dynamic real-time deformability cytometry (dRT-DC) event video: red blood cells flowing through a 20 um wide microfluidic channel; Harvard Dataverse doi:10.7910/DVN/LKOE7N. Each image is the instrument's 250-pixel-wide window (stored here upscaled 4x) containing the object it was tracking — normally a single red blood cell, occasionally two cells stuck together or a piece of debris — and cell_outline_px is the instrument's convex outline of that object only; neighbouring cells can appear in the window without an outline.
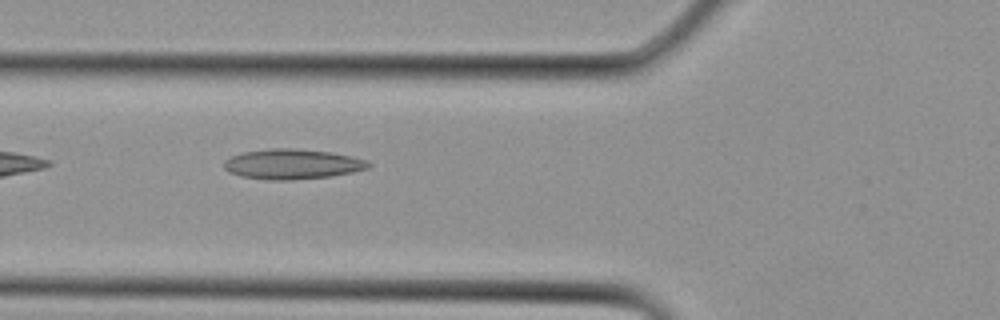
{"species": "Egyptian fruit bat (a non-hibernating species)", "species_latin": "Rousettus aegyptiacus", "temperature_condition": "cold", "stored_images_in_passage": 4, "camera_frame_rate_fps": 3000, "um_per_image_px": 0.085, "animal": {"sex": "female"}, "frame": {"image": 1, "passage_image": 4, "time_ms": 1.0, "image_size_px": [1000, 320], "cell_outline_px": [[372, 164], [368, 168], [352, 172], [332, 176], [292, 180], [272, 180], [240, 176], [228, 172], [224, 168], [224, 160], [232, 156], [244, 152], [272, 148], [296, 148], [332, 152], [352, 156], [368, 160]], "centroid_in_image_um": [24.87, 13.94], "position_along_channel_um": 100.9, "area_um2": 25.49}}